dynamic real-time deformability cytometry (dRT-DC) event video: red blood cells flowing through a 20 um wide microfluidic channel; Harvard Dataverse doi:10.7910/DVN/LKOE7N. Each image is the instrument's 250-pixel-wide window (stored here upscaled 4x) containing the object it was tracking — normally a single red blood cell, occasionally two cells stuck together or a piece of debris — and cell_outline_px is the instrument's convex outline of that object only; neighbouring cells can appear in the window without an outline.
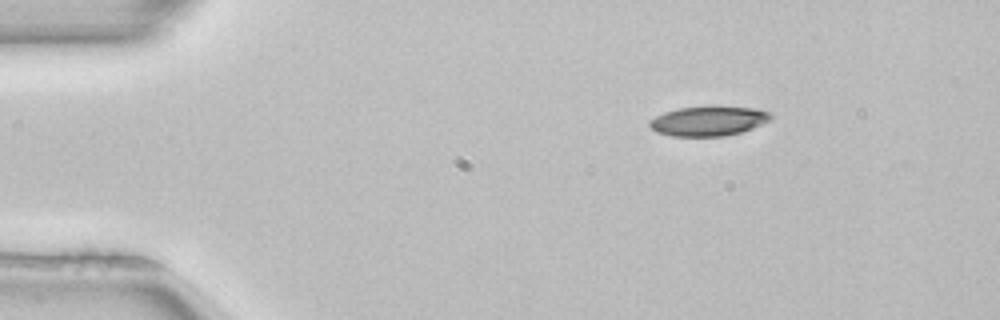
{"species": "common noctule bat (a hibernating species)", "species_latin": "Nyctalus noctula", "temperature_condition": "room temperature", "stored_images_in_passage": 4, "camera_frame_rate_fps": 3000, "um_per_image_px": 0.085, "animal": {"sex": "female", "body_mass_g": 22.7, "forearm_length_mm": 54.2}, "frame": {"image": 1, "passage_image": 1, "time_ms": 0.0, "image_size_px": [1000, 320], "cell_outline_px": [[772, 120], [752, 128], [740, 132], [724, 136], [672, 136], [656, 132], [648, 124], [648, 120], [664, 112], [680, 108], [712, 104], [756, 108], [772, 112]], "centroid_in_image_um": [60.25, 10.25], "position_along_channel_um": 24.7, "area_um2": 21.62}}
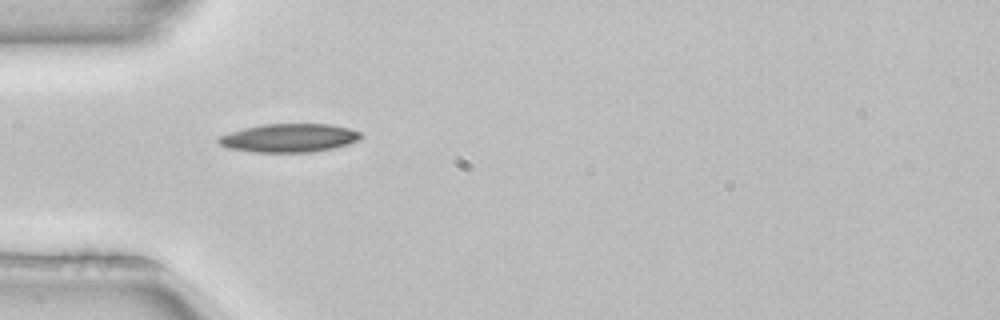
{"frame": {"image": 2, "passage_image": 3, "time_ms": 0.667, "image_size_px": [1000, 320], "cell_outline_px": [[364, 136], [360, 140], [348, 144], [332, 148], [312, 152], [252, 152], [228, 148], [220, 144], [216, 140], [220, 136], [244, 128], [260, 124], [328, 124], [348, 128], [360, 132]], "centroid_in_image_um": [24.59, 11.72], "position_along_channel_um": 60.4, "area_um2": 23.58}}